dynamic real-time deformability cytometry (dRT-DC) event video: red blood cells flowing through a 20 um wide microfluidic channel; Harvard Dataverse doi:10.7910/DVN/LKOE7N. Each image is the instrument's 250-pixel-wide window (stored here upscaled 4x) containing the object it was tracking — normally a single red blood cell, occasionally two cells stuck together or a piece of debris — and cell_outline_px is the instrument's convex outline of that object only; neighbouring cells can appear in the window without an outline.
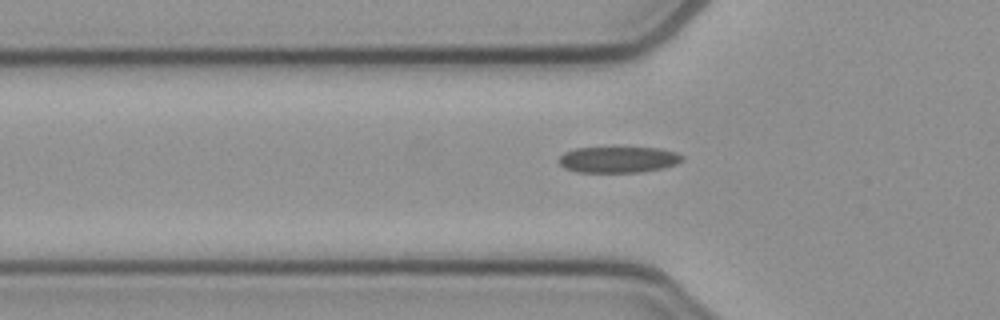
{"species": "common noctule bat (a hibernating species)", "species_latin": "Nyctalus noctula", "temperature_condition": "cold", "stored_images_in_passage": 33, "camera_frame_rate_fps": 3000, "um_per_image_px": 0.085, "animal": {"sex": "female", "body_mass_g": 21.9}, "frame": {"image": 1, "passage_image": 6, "time_ms": 1.667, "image_size_px": [1000, 320], "cell_outline_px": [[684, 160], [676, 164], [664, 168], [640, 172], [576, 172], [564, 168], [556, 160], [564, 152], [576, 148], [660, 148], [676, 152], [684, 156]], "centroid_in_image_um": [52.56, 13.57], "position_along_channel_um": 73.2, "area_um2": 18.9}}
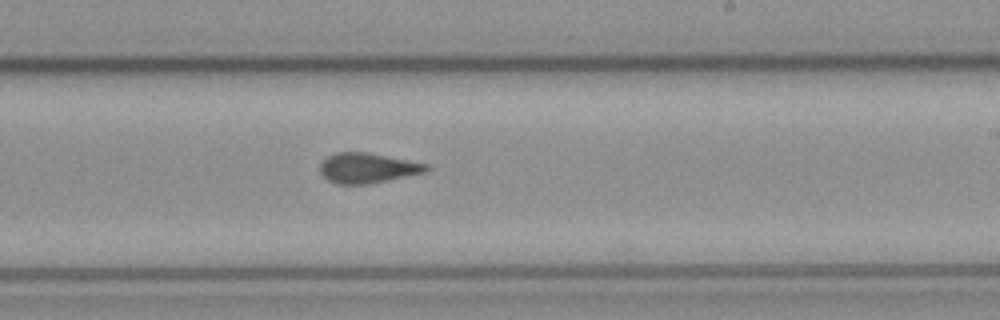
{"frame": {"image": 2, "passage_image": 20, "time_ms": 6.333, "image_size_px": [1000, 320], "cell_outline_px": [[432, 168], [424, 172], [388, 180], [368, 184], [336, 184], [328, 180], [320, 172], [320, 164], [328, 156], [336, 152], [368, 152], [428, 164]], "centroid_in_image_um": [31.23, 14.28], "position_along_channel_um": 257.8, "area_um2": 18.55}}
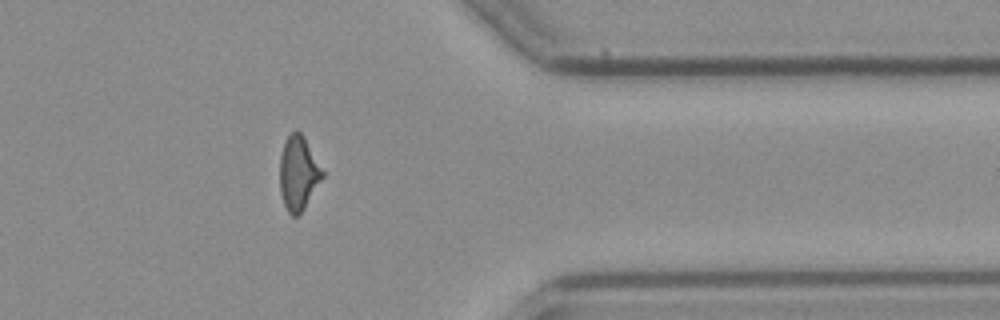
{"frame": {"image": 3, "passage_image": 31, "time_ms": 10.0, "image_size_px": [1000, 320], "cell_outline_px": [[324, 176], [300, 216], [292, 216], [288, 212], [284, 204], [280, 192], [280, 156], [284, 144], [288, 136], [296, 128], [304, 136], [324, 172]], "centroid_in_image_um": [25.37, 14.74], "position_along_channel_um": 386.0, "area_um2": 18.5}, "authors_computed_cell_mechanics": {"area_um2": 18.8428, "velocity_mm_per_s": 3.9192, "shape_relaxation_time_tau1_ms": 7.6954, "shape_relaxation_time_tau2_ms": 1.7913, "deformation_change_tau1": 0.2014, "deformation_change_tau2": 0.0979}}